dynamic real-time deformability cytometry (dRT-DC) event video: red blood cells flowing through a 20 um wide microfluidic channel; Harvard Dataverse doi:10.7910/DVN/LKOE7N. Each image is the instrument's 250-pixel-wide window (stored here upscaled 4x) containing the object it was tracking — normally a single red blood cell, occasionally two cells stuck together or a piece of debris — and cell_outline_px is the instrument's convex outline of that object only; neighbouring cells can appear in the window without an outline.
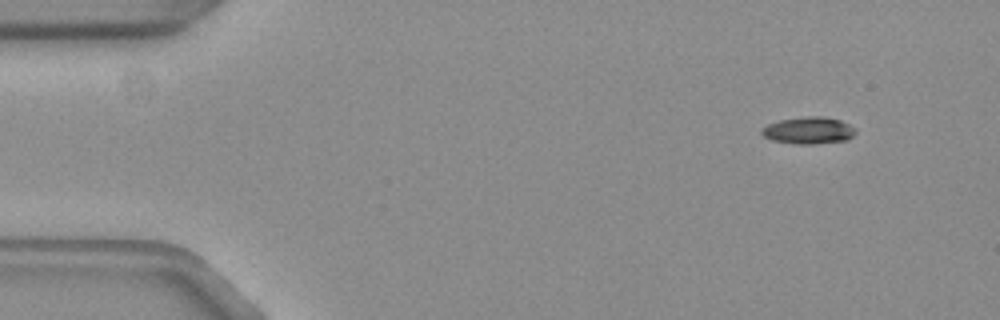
{"species": "common noctule bat (a hibernating species)", "species_latin": "Nyctalus noctula", "temperature_condition": "warm", "stored_images_in_passage": 51, "camera_frame_rate_fps": 3000, "um_per_image_px": 0.085, "animal": {"sex": "female", "body_mass_g": 19.3, "forearm_length_mm": 54.1}, "frame": {"image": 1, "passage_image": 1, "time_ms": 0.0, "image_size_px": [1000, 320], "cell_outline_px": [[856, 132], [848, 140], [812, 144], [796, 144], [772, 140], [764, 136], [760, 132], [760, 128], [768, 124], [780, 120], [808, 116], [824, 116], [840, 120], [856, 128]], "centroid_in_image_um": [68.73, 11.08], "position_along_channel_um": 16.3, "area_um2": 14.8}}
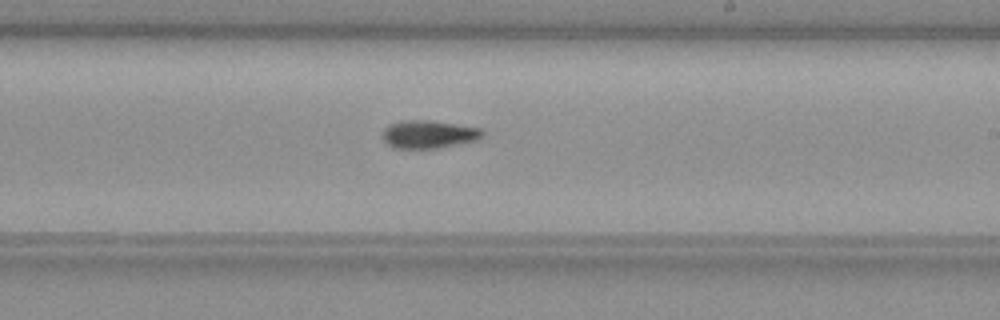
{"frame": {"image": 2, "passage_image": 28, "time_ms": 9.0, "image_size_px": [1000, 320], "cell_outline_px": [[484, 132], [476, 140], [440, 148], [392, 148], [384, 140], [384, 128], [388, 124], [400, 120], [428, 120], [480, 128]], "centroid_in_image_um": [36.4, 11.41], "position_along_channel_um": 252.6, "area_um2": 16.13}}
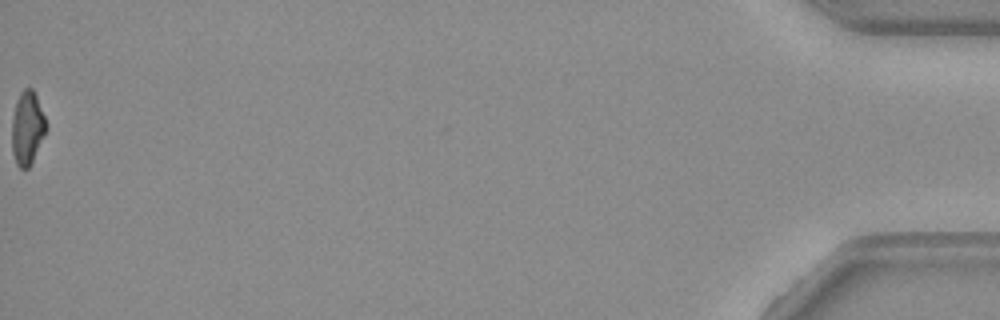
{"frame": {"image": 3, "passage_image": 51, "time_ms": 16.667, "image_size_px": [1000, 320], "cell_outline_px": [[48, 128], [32, 164], [28, 168], [20, 168], [16, 164], [12, 152], [12, 116], [16, 100], [20, 92], [24, 88], [32, 88], [36, 96], [48, 124]], "centroid_in_image_um": [2.33, 10.89], "position_along_channel_um": 432.9, "area_um2": 14.97}}